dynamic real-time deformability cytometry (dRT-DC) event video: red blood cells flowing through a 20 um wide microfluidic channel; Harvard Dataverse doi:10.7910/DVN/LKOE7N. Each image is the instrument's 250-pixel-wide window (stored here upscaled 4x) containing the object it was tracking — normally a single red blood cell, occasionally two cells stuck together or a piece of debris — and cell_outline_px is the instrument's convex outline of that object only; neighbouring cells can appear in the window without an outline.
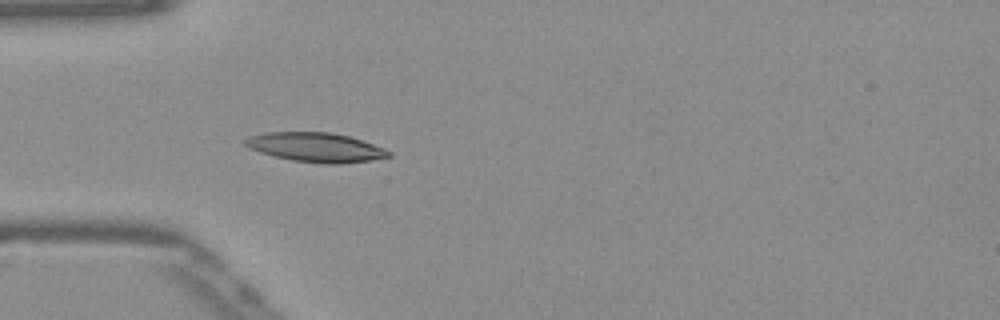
{"species": "Egyptian fruit bat (a non-hibernating species)", "species_latin": "Rousettus aegyptiacus", "temperature_condition": "warm", "stored_images_in_passage": 38, "camera_frame_rate_fps": 3000, "um_per_image_px": 0.085, "frame": {"image": 1, "passage_image": 1, "time_ms": 0.0, "image_size_px": [1000, 320], "cell_outline_px": [[392, 156], [372, 160], [336, 164], [324, 164], [292, 160], [272, 156], [248, 148], [244, 144], [244, 140], [252, 136], [268, 132], [332, 132], [348, 136], [384, 148], [392, 152]], "centroid_in_image_um": [26.85, 12.53], "position_along_channel_um": 58.2, "area_um2": 24.45}}
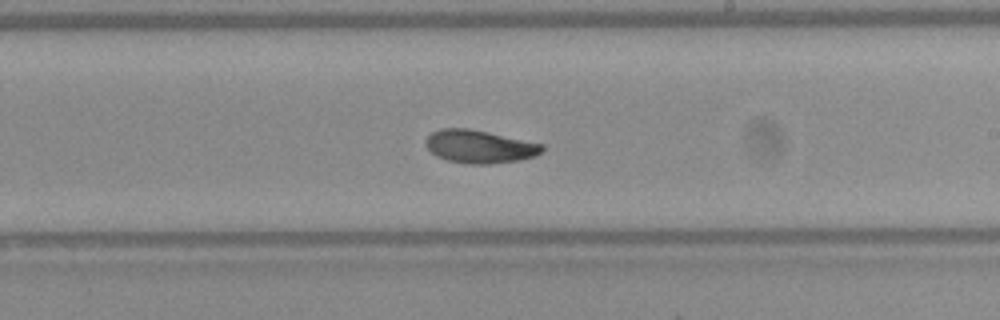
{"frame": {"image": 2, "passage_image": 16, "time_ms": 5.0, "image_size_px": [1000, 320], "cell_outline_px": [[544, 148], [536, 156], [520, 160], [488, 164], [468, 164], [448, 160], [436, 156], [428, 148], [424, 140], [432, 132], [440, 128], [468, 128], [488, 132], [544, 144]], "centroid_in_image_um": [40.76, 12.45], "position_along_channel_um": 248.2, "area_um2": 22.37}}
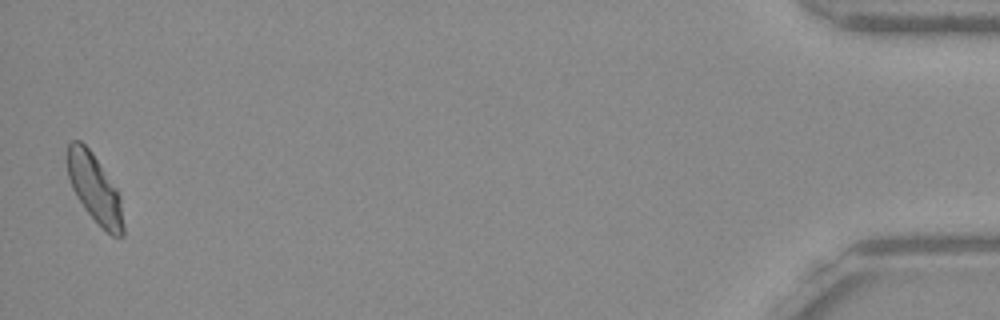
{"frame": {"image": 3, "passage_image": 37, "time_ms": 12.0, "image_size_px": [1000, 320], "cell_outline_px": [[124, 236], [120, 240], [112, 236], [84, 208], [76, 196], [72, 188], [68, 176], [68, 144], [72, 140], [80, 140], [92, 152], [116, 188], [120, 196], [124, 224]], "centroid_in_image_um": [8.07, 16.05], "position_along_channel_um": 427.1, "area_um2": 22.08}, "authors_computed_cell_mechanics": {"area_um2": 22.3108, "velocity_mm_per_s": 3.8621, "shape_relaxation_time_tau1_ms": 4.9981, "shape_relaxation_time_tau2_ms": 3.6335, "deformation_change_tau1": 0.1416, "deformation_change_tau2": 0.0858}}